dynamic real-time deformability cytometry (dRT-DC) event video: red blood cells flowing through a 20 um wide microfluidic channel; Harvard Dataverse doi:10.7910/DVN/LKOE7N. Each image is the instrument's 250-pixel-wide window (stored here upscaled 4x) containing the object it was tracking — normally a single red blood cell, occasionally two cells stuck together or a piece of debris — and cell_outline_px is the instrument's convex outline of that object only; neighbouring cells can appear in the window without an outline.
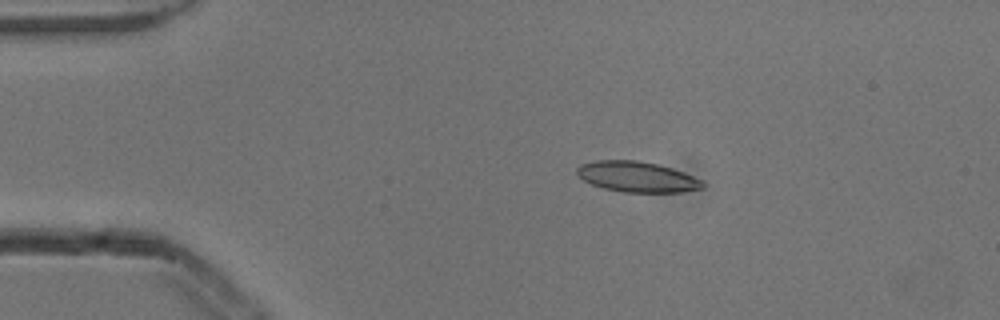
{"species": "common noctule bat (a hibernating species)", "species_latin": "Nyctalus noctula", "temperature_condition": "cold", "stored_images_in_passage": 7, "camera_frame_rate_fps": 3000, "um_per_image_px": 0.085, "animal": {"sex": "male", "body_mass_g": 13.3}, "frame": {"image": 1, "passage_image": 1, "time_ms": 0.0, "image_size_px": [1000, 320], "cell_outline_px": [[704, 188], [680, 192], [624, 192], [604, 188], [592, 184], [584, 180], [576, 172], [576, 168], [580, 164], [596, 160], [636, 160], [660, 164], [684, 172], [704, 180]], "centroid_in_image_um": [54.18, 15.02], "position_along_channel_um": 30.8, "area_um2": 22.48}}
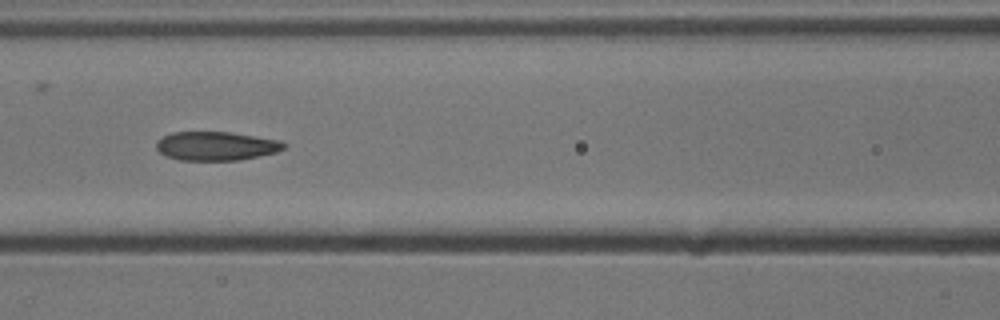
{"frame": {"image": 2, "passage_image": 5, "time_ms": 1.333, "image_size_px": [1000, 320], "cell_outline_px": [[288, 144], [284, 148], [276, 152], [236, 160], [180, 160], [164, 156], [156, 148], [156, 144], [164, 136], [172, 132], [228, 132], [280, 140]], "centroid_in_image_um": [18.36, 12.41], "position_along_channel_um": 148.2, "area_um2": 21.21}}
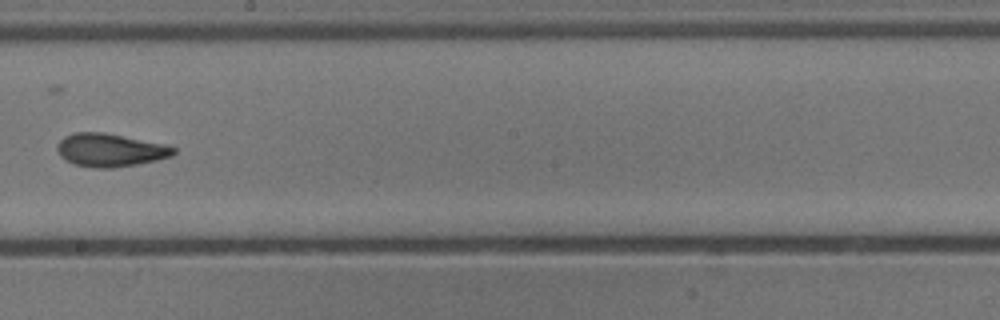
{"frame": {"image": 3, "passage_image": 7, "time_ms": 2.0, "image_size_px": [1000, 320], "cell_outline_px": [[176, 152], [172, 156], [140, 164], [112, 168], [92, 168], [72, 164], [60, 156], [56, 148], [60, 140], [64, 136], [76, 132], [104, 132], [164, 144], [176, 148]], "centroid_in_image_um": [9.35, 12.76], "position_along_channel_um": 238.9, "area_um2": 22.6}}